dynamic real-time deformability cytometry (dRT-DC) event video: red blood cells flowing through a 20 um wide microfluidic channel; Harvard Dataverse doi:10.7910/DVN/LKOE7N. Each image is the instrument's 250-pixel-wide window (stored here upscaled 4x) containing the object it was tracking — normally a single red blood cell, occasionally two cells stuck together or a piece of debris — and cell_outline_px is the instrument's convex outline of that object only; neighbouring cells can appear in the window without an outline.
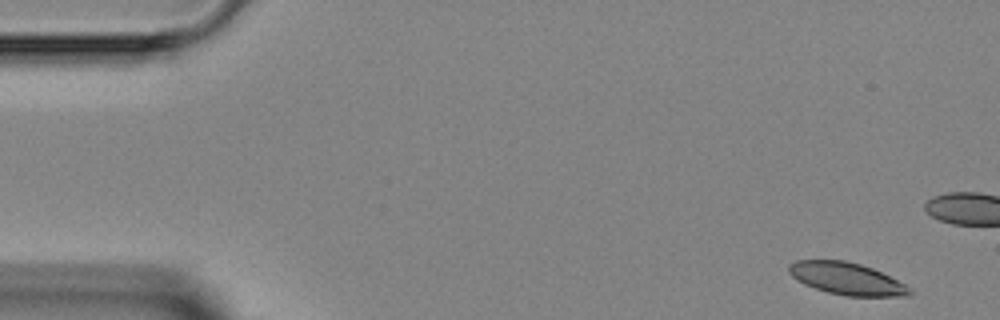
{"species": "Egyptian fruit bat (a non-hibernating species)", "species_latin": "Rousettus aegyptiacus", "temperature_condition": "room temperature", "stored_images_in_passage": 5, "camera_frame_rate_fps": 3000, "um_per_image_px": 0.085, "animal": {"sex": "female"}, "frame": {"image": 1, "passage_image": 1, "time_ms": 0.0, "image_size_px": [1000, 320], "cell_outline_px": [[912, 296], [848, 296], [828, 292], [804, 284], [796, 280], [788, 272], [788, 264], [796, 260], [844, 260], [860, 264], [872, 268], [904, 284], [912, 292]], "centroid_in_image_um": [71.93, 23.68], "position_along_channel_um": 13.1, "area_um2": 22.43}}
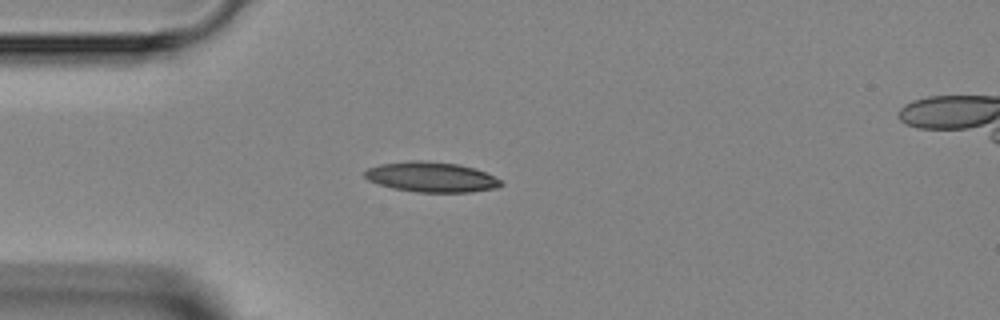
{"frame": {"image": 2, "passage_image": 5, "time_ms": 4.667, "image_size_px": [1000, 320], "cell_outline_px": [[504, 184], [496, 188], [472, 192], [416, 192], [392, 188], [368, 180], [364, 176], [364, 172], [368, 168], [380, 164], [412, 160], [424, 160], [460, 164], [476, 168], [500, 180]], "centroid_in_image_um": [36.67, 15.04], "position_along_channel_um": 48.3, "area_um2": 23.99}}